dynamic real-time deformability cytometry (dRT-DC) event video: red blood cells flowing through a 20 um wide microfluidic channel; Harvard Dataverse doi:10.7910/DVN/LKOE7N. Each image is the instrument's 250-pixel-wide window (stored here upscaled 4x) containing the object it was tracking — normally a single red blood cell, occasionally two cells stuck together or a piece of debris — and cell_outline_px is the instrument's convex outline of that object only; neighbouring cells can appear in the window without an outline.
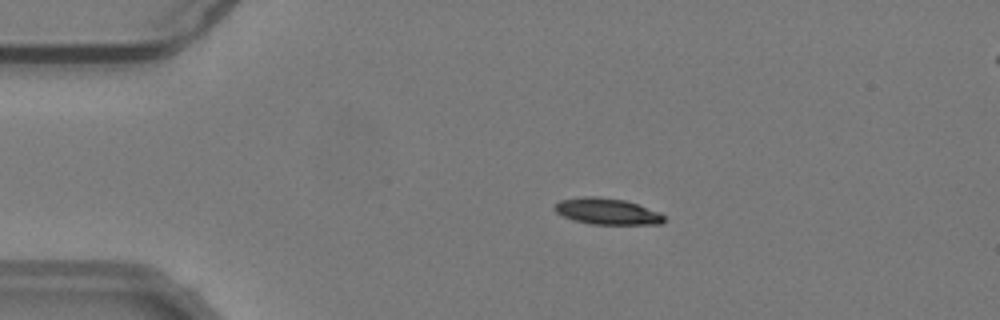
{"species": "common noctule bat (a hibernating species)", "species_latin": "Nyctalus noctula", "temperature_condition": "warm", "stored_images_in_passage": 55, "camera_frame_rate_fps": 3000, "um_per_image_px": 0.085, "animal": {"sex": "male", "body_mass_g": 19.2, "forearm_length_mm": 51.8}, "frame": {"image": 1, "passage_image": 12, "time_ms": 3.667, "image_size_px": [1000, 320], "cell_outline_px": [[668, 220], [660, 224], [592, 224], [576, 220], [564, 216], [556, 212], [552, 208], [560, 200], [584, 196], [596, 196], [624, 200], [660, 212]], "centroid_in_image_um": [51.62, 17.96], "position_along_channel_um": 33.4, "area_um2": 16.65}}
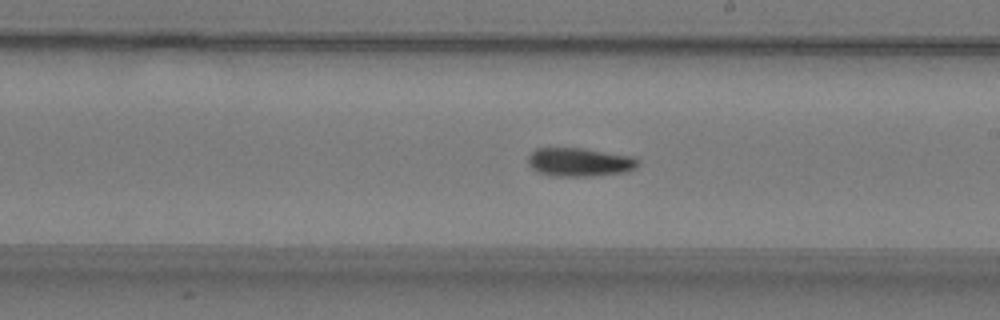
{"frame": {"image": 2, "passage_image": 32, "time_ms": 10.333, "image_size_px": [1000, 320], "cell_outline_px": [[640, 164], [636, 168], [628, 172], [592, 176], [552, 176], [540, 172], [532, 168], [528, 164], [528, 156], [536, 148], [580, 148], [632, 156], [640, 160]], "centroid_in_image_um": [49.3, 13.79], "position_along_channel_um": 239.7, "area_um2": 18.38}}
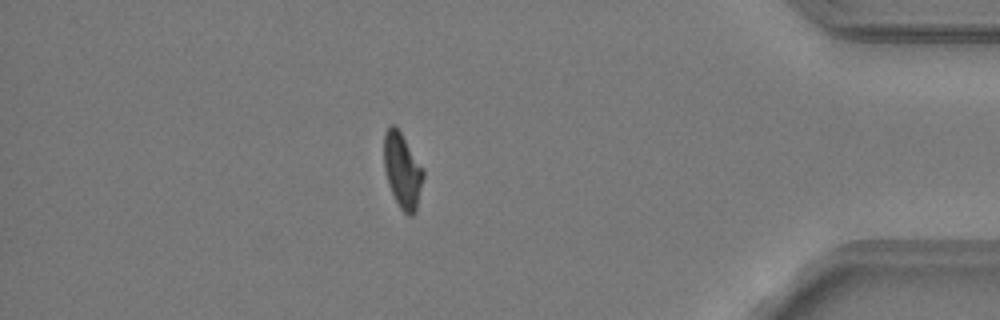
{"frame": {"image": 3, "passage_image": 48, "time_ms": 15.667, "image_size_px": [1000, 320], "cell_outline_px": [[424, 176], [416, 212], [412, 216], [408, 216], [400, 208], [388, 184], [384, 168], [384, 132], [392, 124], [396, 124], [424, 168]], "centroid_in_image_um": [34.22, 14.48], "position_along_channel_um": 401.0, "area_um2": 17.46}, "authors_computed_cell_mechanics": {"area_um2": 17.1666, "velocity_mm_per_s": 3.7869, "shape_relaxation_time_tau1_ms": 4.5678, "shape_relaxation_time_tau2_ms": 8.1048, "deformation_change_tau1": 0.1843, "deformation_change_tau2": 0.1542}}